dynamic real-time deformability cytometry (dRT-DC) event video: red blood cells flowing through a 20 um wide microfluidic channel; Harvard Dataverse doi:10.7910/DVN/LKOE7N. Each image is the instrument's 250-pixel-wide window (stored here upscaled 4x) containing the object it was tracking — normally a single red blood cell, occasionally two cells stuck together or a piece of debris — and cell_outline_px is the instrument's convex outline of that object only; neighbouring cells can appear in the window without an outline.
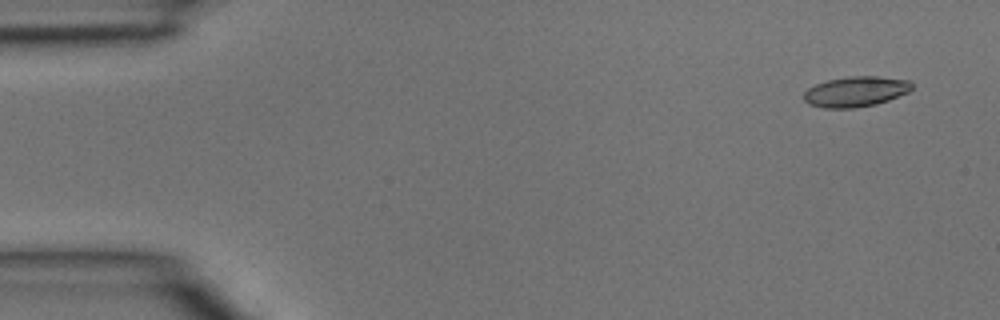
{"species": "common noctule bat (a hibernating species)", "species_latin": "Nyctalus noctula", "temperature_condition": "room temperature", "stored_images_in_passage": 4, "segment_of_instrument_passage": [1, 2], "camera_frame_rate_fps": 3000, "um_per_image_px": 0.085, "animal": {"sex": "male", "body_mass_g": 15.6}, "frame": {"image": 1, "passage_image": 1, "time_ms": 0.0, "image_size_px": [1000, 320], "cell_outline_px": [[912, 88], [908, 92], [888, 100], [876, 104], [856, 108], [824, 108], [808, 104], [804, 100], [804, 92], [808, 88], [816, 84], [828, 80], [848, 76], [876, 76], [908, 80], [912, 84]], "centroid_in_image_um": [72.71, 7.79], "position_along_channel_um": 12.3, "area_um2": 19.07}}
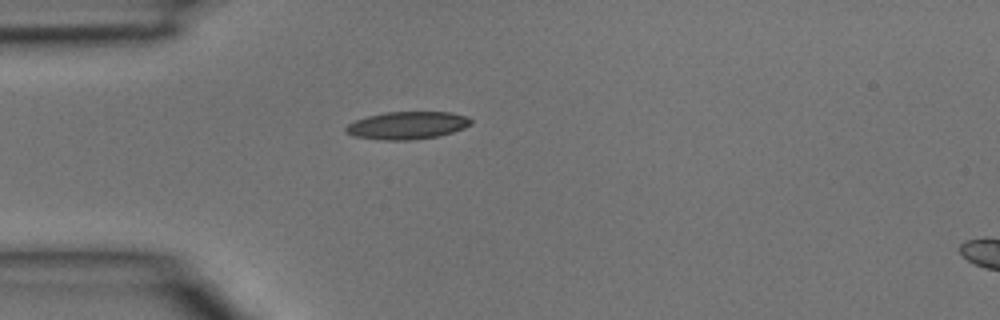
{"frame": {"image": 2, "passage_image": 3, "time_ms": 0.667, "image_size_px": [1000, 320], "cell_outline_px": [[472, 124], [464, 128], [440, 136], [412, 140], [384, 140], [356, 136], [344, 132], [344, 128], [348, 124], [356, 120], [368, 116], [384, 112], [452, 112], [468, 116], [472, 120]], "centroid_in_image_um": [34.65, 10.65], "position_along_channel_um": 50.4, "area_um2": 20.23}}